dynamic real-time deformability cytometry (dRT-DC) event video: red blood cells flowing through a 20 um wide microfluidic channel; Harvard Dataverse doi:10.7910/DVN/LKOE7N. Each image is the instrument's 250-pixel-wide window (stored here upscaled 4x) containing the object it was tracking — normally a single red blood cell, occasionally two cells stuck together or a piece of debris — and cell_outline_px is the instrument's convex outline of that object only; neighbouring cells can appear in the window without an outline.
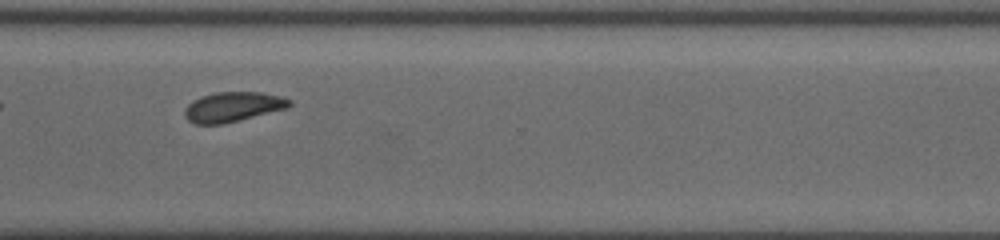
{"species": "common noctule bat (a hibernating species)", "species_latin": "Nyctalus noctula", "temperature_condition": "cold", "stored_images_in_passage": 33, "camera_frame_rate_fps": 3000, "um_per_image_px": 0.085, "animal": {"sex": "female", "body_mass_g": 19.5, "forearm_length_mm": 54.1}, "frame": {"image": 1, "passage_image": 26, "time_ms": 7.667, "image_size_px": [1000, 240], "cell_outline_px": [[292, 104], [288, 108], [220, 124], [196, 124], [188, 120], [184, 112], [184, 108], [192, 100], [200, 96], [216, 92], [260, 92], [280, 96], [292, 100]], "centroid_in_image_um": [19.78, 9.07], "position_along_channel_um": 350.8, "area_um2": 18.09}}